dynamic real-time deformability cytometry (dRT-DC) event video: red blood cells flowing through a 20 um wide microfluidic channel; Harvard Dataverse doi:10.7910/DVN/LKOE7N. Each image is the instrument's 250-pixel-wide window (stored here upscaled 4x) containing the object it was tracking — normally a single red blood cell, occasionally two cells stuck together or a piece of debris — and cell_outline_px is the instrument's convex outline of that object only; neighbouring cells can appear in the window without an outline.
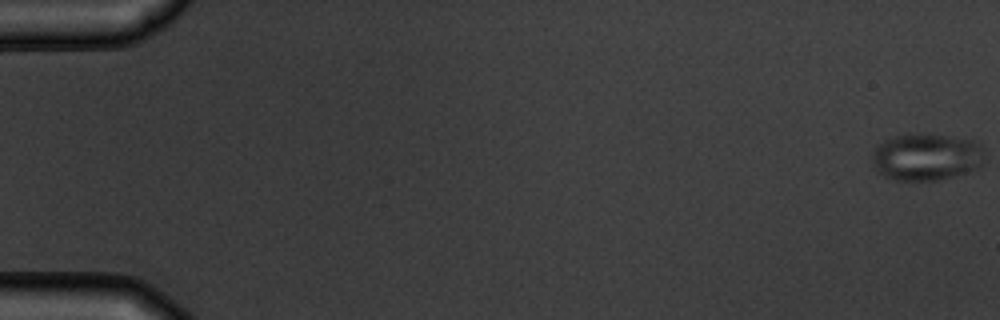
{"species": "common noctule bat (a hibernating species)", "species_latin": "Nyctalus noctula", "temperature_condition": "warm", "stored_images_in_passage": 5, "camera_frame_rate_fps": 3000, "um_per_image_px": 0.085, "animal": {"sex": "male", "body_mass_g": 19.5, "forearm_length_mm": 54.6}, "frame": {"image": 1, "passage_image": 1, "time_ms": 0.0, "image_size_px": [1000, 320], "cell_outline_px": [[984, 164], [976, 168], [940, 180], [896, 180], [884, 176], [880, 172], [872, 160], [872, 152], [876, 144], [884, 140], [908, 132], [928, 132], [976, 140], [980, 144], [984, 156]], "centroid_in_image_um": [78.74, 13.29], "position_along_channel_um": 6.3, "area_um2": 31.39}}